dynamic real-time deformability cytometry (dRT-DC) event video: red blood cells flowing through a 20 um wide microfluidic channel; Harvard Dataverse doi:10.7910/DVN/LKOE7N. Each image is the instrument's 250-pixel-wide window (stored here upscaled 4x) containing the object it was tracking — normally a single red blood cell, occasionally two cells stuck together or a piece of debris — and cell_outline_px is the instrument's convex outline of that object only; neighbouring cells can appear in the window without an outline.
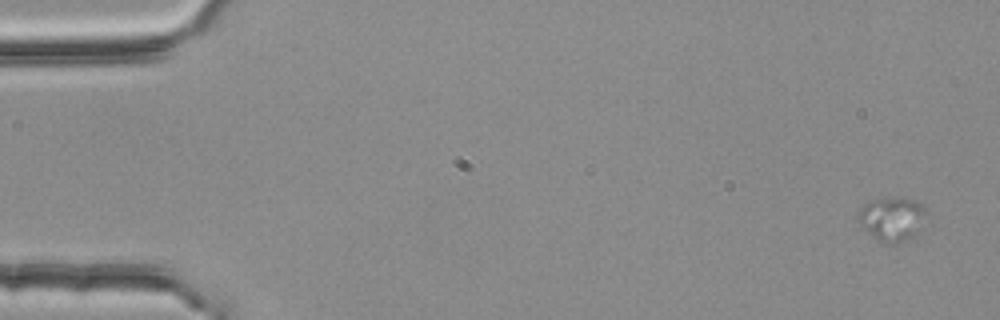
{"species": "common noctule bat (a hibernating species)", "species_latin": "Nyctalus noctula", "temperature_condition": "room temperature", "stored_images_in_passage": 6, "camera_frame_rate_fps": 3000, "um_per_image_px": 0.085, "animal": {"sex": "female", "body_mass_g": 25.1}, "frame": {"image": 1, "passage_image": 1, "time_ms": 0.0, "image_size_px": [1000, 320], "cell_outline_px": [[924, 212], [912, 236], [896, 240], [876, 240], [860, 224], [856, 216], [860, 208], [864, 204], [872, 200], [912, 200], [920, 204], [924, 208]], "centroid_in_image_um": [75.69, 18.57], "position_along_channel_um": 9.3, "area_um2": 15.61}}
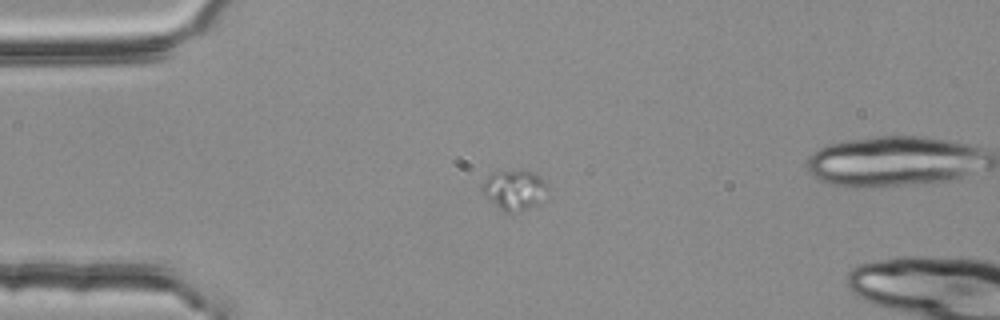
{"frame": {"image": 2, "passage_image": 4, "time_ms": 1.0, "image_size_px": [1000, 320], "cell_outline_px": [[548, 188], [540, 204], [520, 212], [504, 212], [480, 188], [480, 184], [492, 172], [524, 168], [540, 176], [548, 184]], "centroid_in_image_um": [43.77, 16.1], "position_along_channel_um": 41.2, "area_um2": 15.55}}